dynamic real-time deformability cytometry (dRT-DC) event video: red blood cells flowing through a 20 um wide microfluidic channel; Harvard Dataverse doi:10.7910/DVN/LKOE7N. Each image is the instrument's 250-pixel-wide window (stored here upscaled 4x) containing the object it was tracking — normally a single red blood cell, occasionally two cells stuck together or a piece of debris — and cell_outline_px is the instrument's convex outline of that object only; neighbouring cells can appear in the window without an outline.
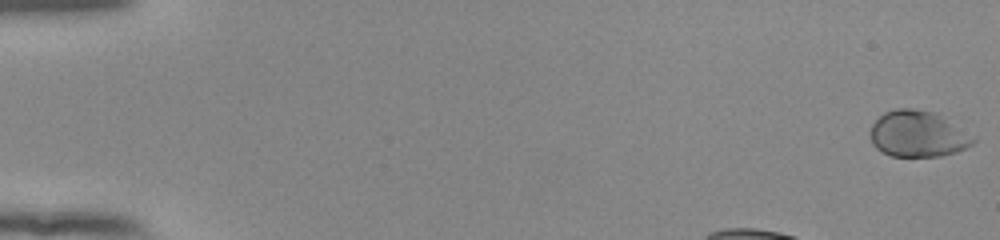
{"species": "human", "species_latin": "Homo sapiens", "temperature_condition": "room temperature", "stored_images_in_passage": 41, "camera_frame_rate_fps": 3000, "um_per_image_px": 0.085, "donor": {"sex": "female"}, "frame": {"image": 1, "passage_image": 1, "time_ms": 0.0, "image_size_px": [1000, 240], "cell_outline_px": [[976, 140], [972, 144], [956, 152], [940, 156], [892, 156], [876, 148], [872, 144], [868, 132], [872, 124], [884, 112], [896, 108], [912, 108], [936, 112], [976, 136]], "centroid_in_image_um": [78.02, 11.37], "position_along_channel_um": 7.0, "area_um2": 28.03}}
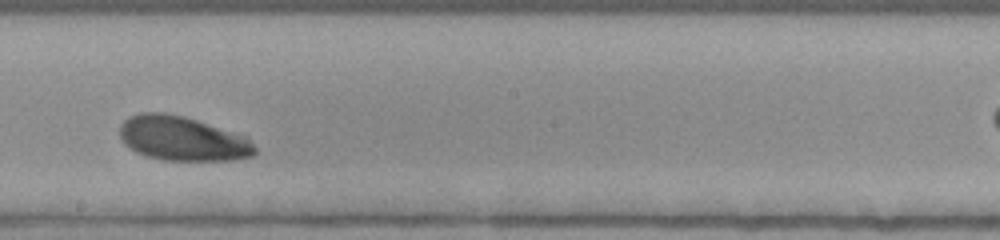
{"frame": {"image": 2, "passage_image": 27, "time_ms": 8.667, "image_size_px": [1000, 240], "cell_outline_px": [[256, 152], [252, 156], [232, 160], [164, 160], [148, 156], [136, 152], [124, 144], [120, 136], [120, 124], [128, 116], [140, 112], [164, 112], [184, 116], [248, 136], [256, 148]], "centroid_in_image_um": [15.51, 11.76], "position_along_channel_um": 232.7, "area_um2": 35.2}}
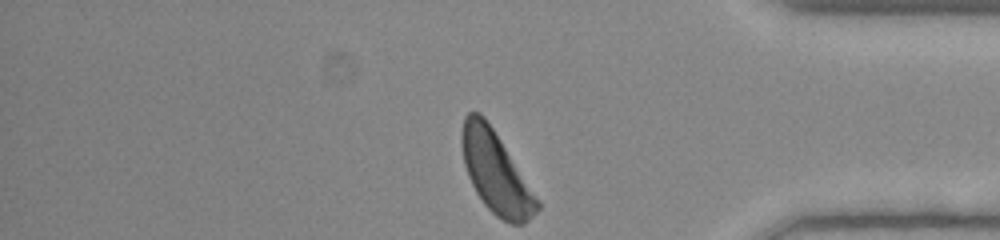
{"frame": {"image": 3, "passage_image": 41, "time_ms": 13.333, "image_size_px": [1000, 240], "cell_outline_px": [[540, 208], [524, 224], [512, 224], [496, 216], [484, 204], [476, 192], [468, 176], [464, 164], [460, 144], [460, 132], [464, 116], [468, 112], [480, 112], [484, 116], [540, 200]], "centroid_in_image_um": [42.12, 14.65], "position_along_channel_um": 393.1, "area_um2": 35.66}, "authors_computed_cell_mechanics": {"area_um2": 34.8534, "velocity_mm_per_s": 3.8471, "shape_relaxation_time_tau1_ms": 1.8385, "shape_relaxation_time_tau2_ms": null, "deformation_change_tau1": 0.1007, "deformation_change_tau2": null}}